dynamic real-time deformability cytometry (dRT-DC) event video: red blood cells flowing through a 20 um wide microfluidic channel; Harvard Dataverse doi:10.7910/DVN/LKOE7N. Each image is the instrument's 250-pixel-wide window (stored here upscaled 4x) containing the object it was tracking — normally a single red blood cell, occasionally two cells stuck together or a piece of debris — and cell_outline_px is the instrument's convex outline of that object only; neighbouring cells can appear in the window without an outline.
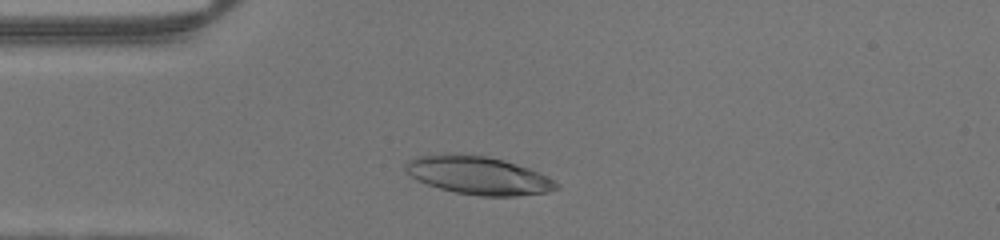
{"species": "human", "species_latin": "Homo sapiens", "temperature_condition": "warm", "stored_images_in_passage": 32, "camera_frame_rate_fps": 3000, "um_per_image_px": 0.085, "donor": {"sex": "male"}, "frame": {"image": 1, "passage_image": 6, "time_ms": 1.667, "image_size_px": [1000, 240], "cell_outline_px": [[560, 188], [548, 192], [516, 196], [480, 196], [456, 192], [440, 188], [416, 180], [404, 172], [404, 164], [408, 160], [416, 156], [444, 152], [460, 152], [484, 156], [504, 160], [528, 168], [548, 176], [560, 184]], "centroid_in_image_um": [40.61, 14.88], "position_along_channel_um": 44.4, "area_um2": 34.1}}
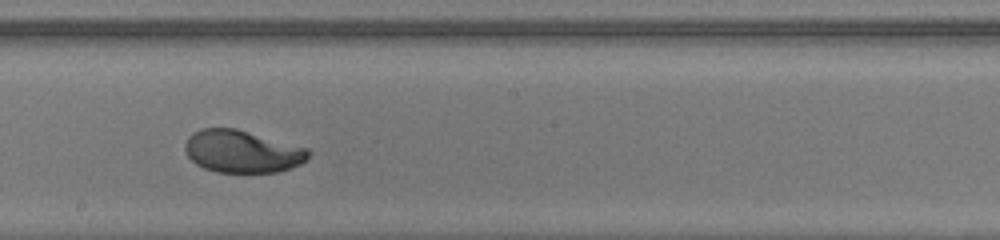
{"frame": {"image": 2, "passage_image": 20, "time_ms": 6.333, "image_size_px": [1000, 240], "cell_outline_px": [[312, 152], [300, 164], [280, 172], [216, 172], [204, 168], [196, 164], [188, 156], [184, 148], [184, 144], [188, 136], [192, 132], [200, 128], [236, 128], [308, 148]], "centroid_in_image_um": [20.56, 12.86], "position_along_channel_um": 227.6, "area_um2": 30.63}}
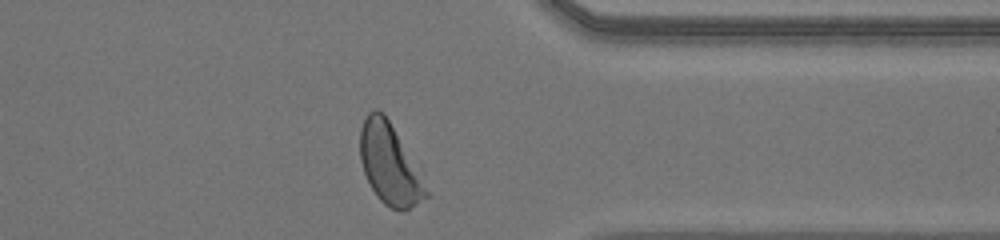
{"frame": {"image": 3, "passage_image": 31, "time_ms": 10.0, "image_size_px": [1000, 240], "cell_outline_px": [[428, 196], [408, 208], [400, 212], [384, 204], [376, 196], [364, 172], [360, 160], [360, 128], [368, 112], [372, 108], [376, 108], [384, 112], [424, 168], [428, 192]], "centroid_in_image_um": [33.19, 13.89], "position_along_channel_um": 378.2, "area_um2": 32.43}}